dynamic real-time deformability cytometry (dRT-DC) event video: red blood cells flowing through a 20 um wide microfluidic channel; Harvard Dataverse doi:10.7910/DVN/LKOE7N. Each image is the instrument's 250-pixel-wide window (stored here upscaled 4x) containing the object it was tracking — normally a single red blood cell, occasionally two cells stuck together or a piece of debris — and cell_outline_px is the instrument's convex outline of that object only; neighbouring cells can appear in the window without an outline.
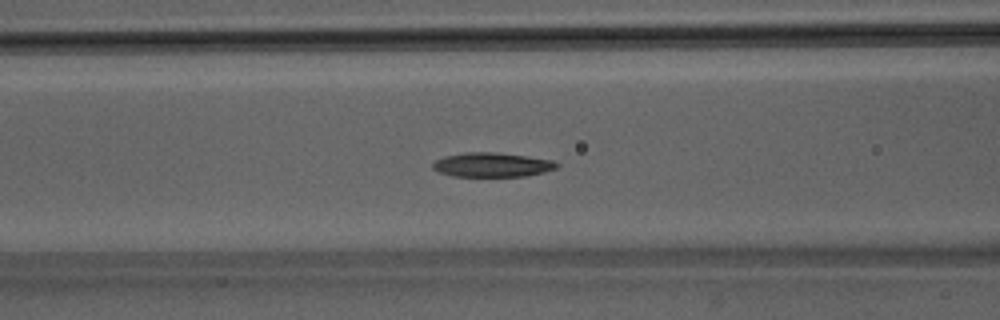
{"species": "Egyptian fruit bat (a non-hibernating species)", "species_latin": "Rousettus aegyptiacus", "temperature_condition": "room temperature", "stored_images_in_passage": 36, "camera_frame_rate_fps": 3000, "um_per_image_px": 0.085, "animal": {"sex": "male"}, "frame": {"image": 1, "passage_image": 7, "time_ms": 2.0, "image_size_px": [1000, 320], "cell_outline_px": [[560, 164], [556, 168], [544, 172], [524, 176], [452, 176], [440, 172], [432, 168], [432, 164], [436, 160], [444, 156], [464, 152], [496, 152], [552, 160]], "centroid_in_image_um": [41.8, 14.0], "position_along_channel_um": 124.8, "area_um2": 17.46}}
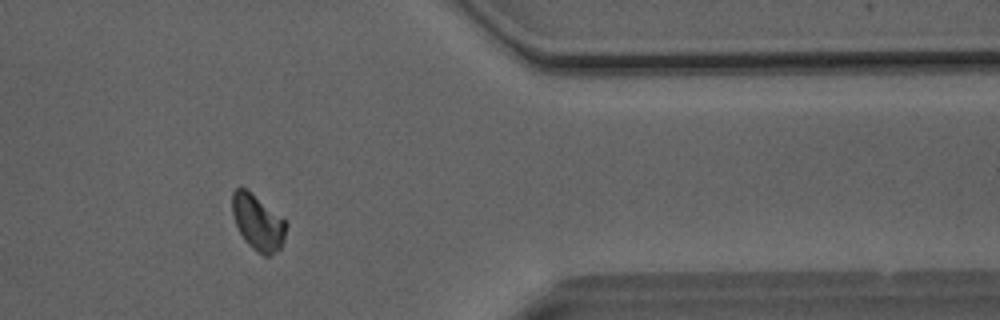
{"frame": {"image": 2, "passage_image": 28, "time_ms": 9.0, "image_size_px": [1000, 320], "cell_outline_px": [[288, 224], [284, 240], [280, 248], [268, 256], [264, 256], [256, 252], [244, 240], [236, 224], [232, 212], [232, 192], [240, 184], [284, 220]], "centroid_in_image_um": [21.9, 18.92], "position_along_channel_um": 389.5, "area_um2": 17.22}}
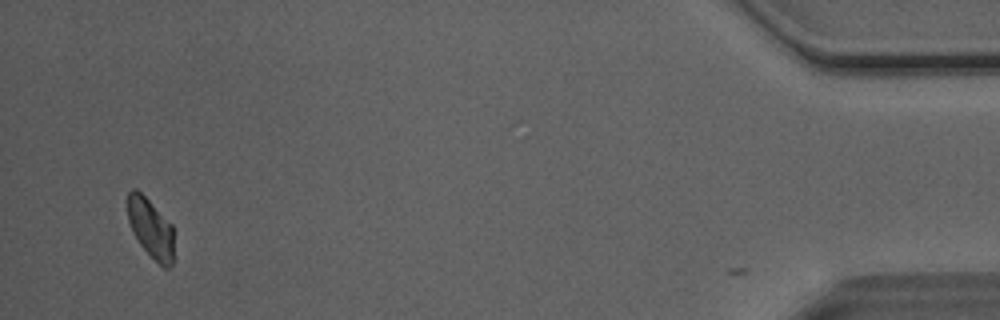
{"frame": {"image": 3, "passage_image": 35, "time_ms": 11.333, "image_size_px": [1000, 320], "cell_outline_px": [[172, 264], [168, 268], [164, 268], [140, 244], [128, 220], [128, 192], [132, 188], [136, 188], [172, 224]], "centroid_in_image_um": [12.8, 19.37], "position_along_channel_um": 422.4, "area_um2": 15.43}, "authors_computed_cell_mechanics": {"area_um2": 17.3111, "velocity_mm_per_s": 4.0529, "shape_relaxation_time_tau1_ms": 4.7829, "shape_relaxation_time_tau2_ms": null, "deformation_change_tau1": 0.1221, "deformation_change_tau2": null}}